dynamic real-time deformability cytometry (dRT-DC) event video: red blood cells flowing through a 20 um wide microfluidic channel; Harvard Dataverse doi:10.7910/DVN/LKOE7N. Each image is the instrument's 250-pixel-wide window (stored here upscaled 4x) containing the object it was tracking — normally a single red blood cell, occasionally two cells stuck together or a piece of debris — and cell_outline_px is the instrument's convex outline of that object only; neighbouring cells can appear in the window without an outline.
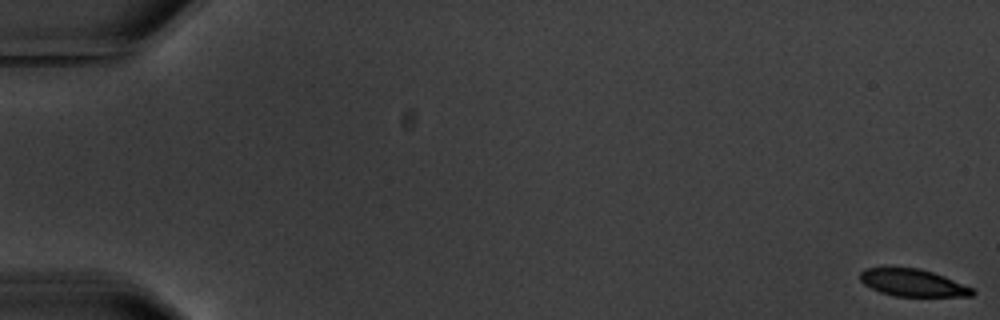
{"species": "common noctule bat (a hibernating species)", "species_latin": "Nyctalus noctula", "temperature_condition": "warm", "stored_images_in_passage": 6, "camera_frame_rate_fps": 3000, "um_per_image_px": 0.085, "animal": {"sex": "male", "body_mass_g": 20.1, "forearm_length_mm": 53.5}, "frame": {"image": 1, "passage_image": 1, "time_ms": 0.0, "image_size_px": [1000, 320], "cell_outline_px": [[976, 292], [972, 296], [896, 296], [880, 292], [864, 284], [860, 280], [860, 272], [864, 268], [884, 264], [920, 268], [944, 276], [972, 288]], "centroid_in_image_um": [77.49, 23.98], "position_along_channel_um": 7.5, "area_um2": 18.44}}
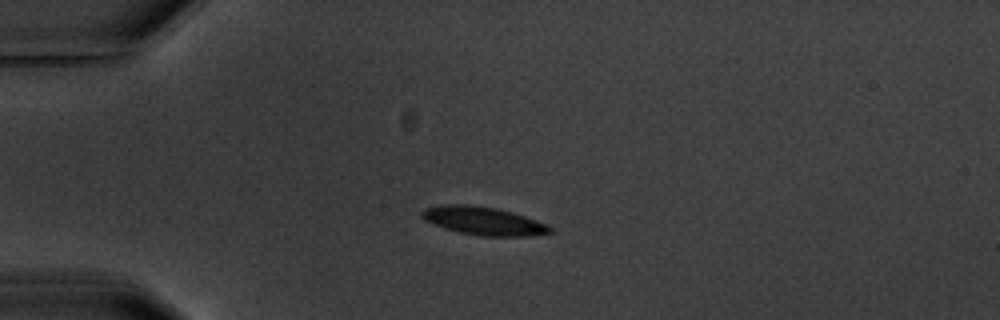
{"frame": {"image": 2, "passage_image": 5, "time_ms": 5.0, "image_size_px": [1000, 320], "cell_outline_px": [[552, 232], [528, 236], [480, 236], [460, 232], [444, 228], [424, 220], [420, 216], [420, 212], [424, 208], [444, 204], [468, 204], [496, 208], [512, 212], [548, 224], [552, 228]], "centroid_in_image_um": [41.06, 18.77], "position_along_channel_um": 43.9, "area_um2": 21.1}}